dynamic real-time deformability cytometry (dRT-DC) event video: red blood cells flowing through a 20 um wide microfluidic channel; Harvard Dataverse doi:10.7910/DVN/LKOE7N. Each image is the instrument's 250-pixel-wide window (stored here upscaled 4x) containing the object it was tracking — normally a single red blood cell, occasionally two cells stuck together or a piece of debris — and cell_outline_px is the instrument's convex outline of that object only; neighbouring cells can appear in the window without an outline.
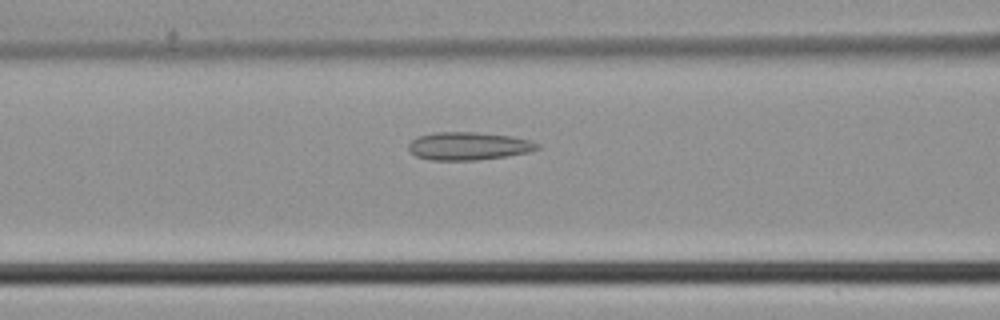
{"species": "common noctule bat (a hibernating species)", "species_latin": "Nyctalus noctula", "temperature_condition": "cold", "stored_images_in_passage": 27, "camera_frame_rate_fps": 3000, "um_per_image_px": 0.085, "animal": {"sex": "male", "body_mass_g": 21.5, "forearm_length_mm": 52.0}, "frame": {"image": 1, "passage_image": 18, "time_ms": 5.667, "image_size_px": [1000, 320], "cell_outline_px": [[540, 148], [528, 152], [508, 156], [476, 160], [432, 160], [416, 156], [408, 152], [408, 144], [416, 136], [432, 132], [476, 132], [512, 136], [532, 140], [540, 144]], "centroid_in_image_um": [39.81, 12.41], "position_along_channel_um": 126.8, "area_um2": 21.27}}
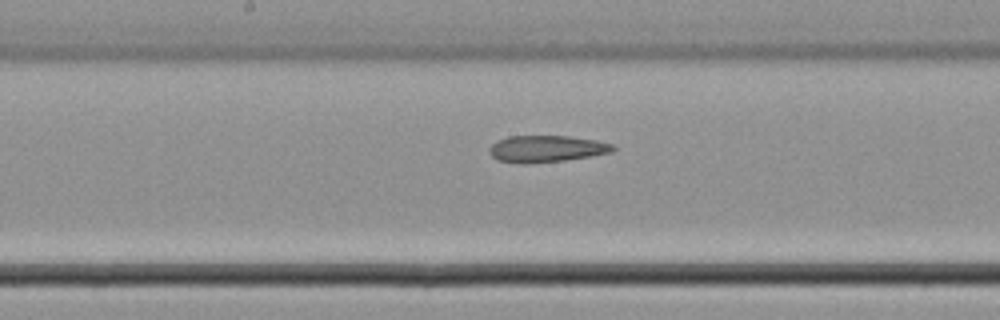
{"frame": {"image": 2, "passage_image": 23, "time_ms": 7.333, "image_size_px": [1000, 320], "cell_outline_px": [[616, 148], [612, 152], [592, 156], [564, 160], [528, 164], [520, 164], [496, 160], [488, 152], [488, 148], [496, 140], [508, 136], [568, 136], [596, 140], [612, 144]], "centroid_in_image_um": [46.4, 12.65], "position_along_channel_um": 201.8, "area_um2": 19.48}}
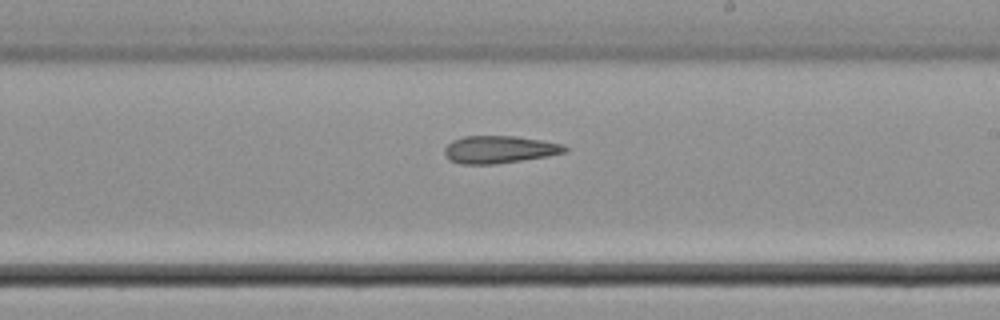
{"frame": {"image": 3, "passage_image": 26, "time_ms": 8.333, "image_size_px": [1000, 320], "cell_outline_px": [[568, 152], [548, 156], [496, 164], [460, 164], [448, 160], [444, 152], [444, 148], [452, 140], [464, 136], [516, 136], [564, 144], [568, 148]], "centroid_in_image_um": [42.44, 12.71], "position_along_channel_um": 246.6, "area_um2": 19.42}}